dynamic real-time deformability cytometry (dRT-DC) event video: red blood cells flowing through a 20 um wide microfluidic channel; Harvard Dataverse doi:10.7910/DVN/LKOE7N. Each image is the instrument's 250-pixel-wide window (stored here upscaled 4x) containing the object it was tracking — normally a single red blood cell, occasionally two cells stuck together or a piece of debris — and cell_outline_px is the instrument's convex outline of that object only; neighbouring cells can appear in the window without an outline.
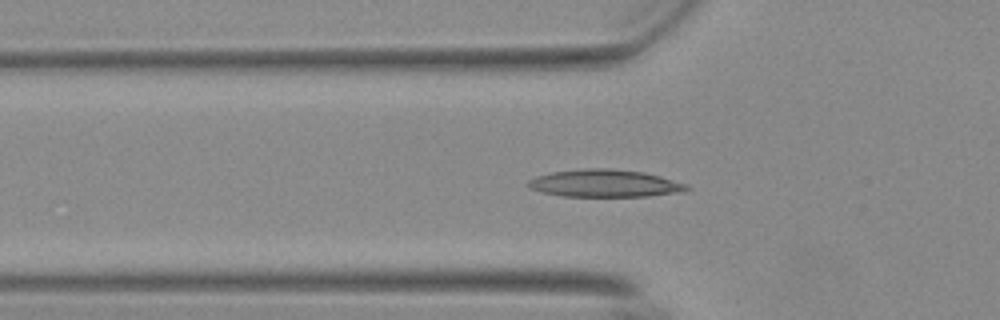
{"species": "Egyptian fruit bat (a non-hibernating species)", "species_latin": "Rousettus aegyptiacus", "temperature_condition": "warm", "stored_images_in_passage": 41, "camera_frame_rate_fps": 3000, "um_per_image_px": 0.085, "animal": {"sex": "female"}, "frame": {"image": 1, "passage_image": 9, "time_ms": 2.667, "image_size_px": [1000, 320], "cell_outline_px": [[688, 188], [684, 192], [648, 196], [564, 196], [540, 192], [528, 188], [528, 180], [536, 176], [552, 172], [580, 168], [612, 168], [644, 172], [660, 176], [688, 184]], "centroid_in_image_um": [51.39, 15.58], "position_along_channel_um": 74.4, "area_um2": 25.55}}
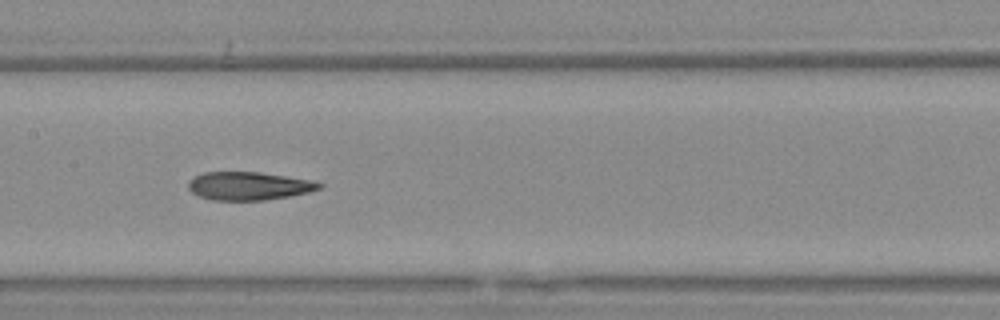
{"frame": {"image": 2, "passage_image": 18, "time_ms": 5.667, "image_size_px": [1000, 320], "cell_outline_px": [[324, 184], [320, 188], [308, 192], [288, 196], [264, 200], [212, 200], [200, 196], [192, 192], [188, 188], [188, 180], [204, 172], [260, 172], [308, 180]], "centroid_in_image_um": [21.1, 15.8], "position_along_channel_um": 186.3, "area_um2": 21.21}}
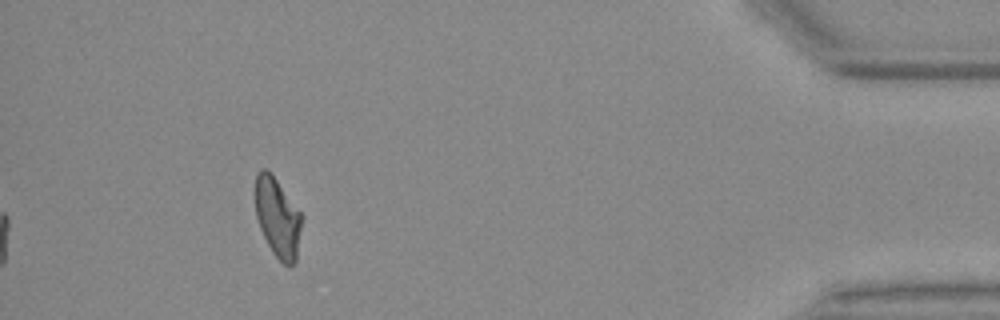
{"frame": {"image": 3, "passage_image": 41, "time_ms": 13.333, "image_size_px": [1000, 320], "cell_outline_px": [[304, 216], [296, 260], [288, 268], [272, 252], [260, 228], [256, 216], [252, 192], [256, 172], [260, 168], [268, 168]], "centroid_in_image_um": [23.57, 18.42], "position_along_channel_um": 411.6, "area_um2": 22.37}, "authors_computed_cell_mechanics": {"area_um2": 22.1952, "velocity_mm_per_s": 3.707, "shape_relaxation_time_tau1_ms": null, "shape_relaxation_time_tau2_ms": 4.6877, "deformation_change_tau1": null, "deformation_change_tau2": 0.0919}}